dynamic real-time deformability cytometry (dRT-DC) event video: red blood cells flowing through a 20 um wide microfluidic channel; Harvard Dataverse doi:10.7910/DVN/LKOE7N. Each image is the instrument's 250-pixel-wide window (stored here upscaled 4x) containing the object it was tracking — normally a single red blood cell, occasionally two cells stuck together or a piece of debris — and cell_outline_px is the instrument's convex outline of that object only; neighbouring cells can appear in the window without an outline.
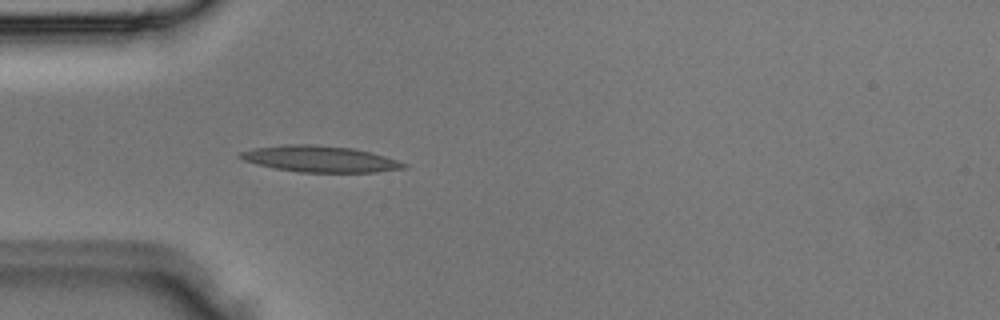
{"species": "Egyptian fruit bat (a non-hibernating species)", "species_latin": "Rousettus aegyptiacus", "temperature_condition": "room temperature", "stored_images_in_passage": 2, "camera_frame_rate_fps": 3000, "um_per_image_px": 0.085, "animal": {"sex": "male"}, "frame": {"image": 1, "passage_image": 2, "time_ms": 0.333, "image_size_px": [1000, 320], "cell_outline_px": [[408, 168], [376, 172], [300, 172], [276, 168], [244, 160], [236, 156], [240, 152], [256, 148], [284, 144], [312, 144], [352, 148], [384, 156], [408, 164]], "centroid_in_image_um": [27.22, 13.51], "position_along_channel_um": 57.8, "area_um2": 24.74}}